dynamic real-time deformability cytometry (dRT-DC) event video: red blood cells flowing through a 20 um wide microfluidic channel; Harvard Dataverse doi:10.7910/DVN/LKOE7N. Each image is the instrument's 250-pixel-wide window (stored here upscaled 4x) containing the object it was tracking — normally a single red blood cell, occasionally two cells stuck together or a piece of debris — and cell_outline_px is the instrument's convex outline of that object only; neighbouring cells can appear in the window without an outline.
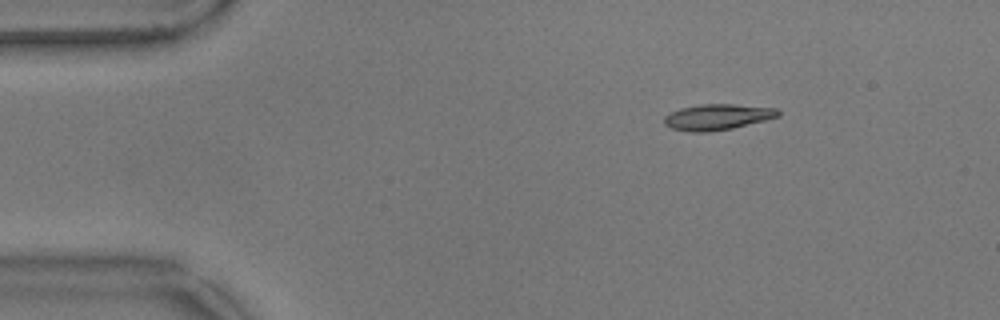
{"species": "common noctule bat (a hibernating species)", "species_latin": "Nyctalus noctula", "temperature_condition": "warm", "stored_images_in_passage": 13, "camera_frame_rate_fps": 3000, "um_per_image_px": 0.085, "animal": {"sex": "male", "body_mass_g": 17.9}, "frame": {"image": 1, "passage_image": 8, "time_ms": 2.333, "image_size_px": [1000, 320], "cell_outline_px": [[780, 116], [732, 128], [708, 132], [692, 132], [672, 128], [664, 124], [664, 116], [680, 108], [700, 104], [732, 104], [776, 108], [780, 112]], "centroid_in_image_um": [60.97, 9.94], "position_along_channel_um": 24.0, "area_um2": 16.99}}